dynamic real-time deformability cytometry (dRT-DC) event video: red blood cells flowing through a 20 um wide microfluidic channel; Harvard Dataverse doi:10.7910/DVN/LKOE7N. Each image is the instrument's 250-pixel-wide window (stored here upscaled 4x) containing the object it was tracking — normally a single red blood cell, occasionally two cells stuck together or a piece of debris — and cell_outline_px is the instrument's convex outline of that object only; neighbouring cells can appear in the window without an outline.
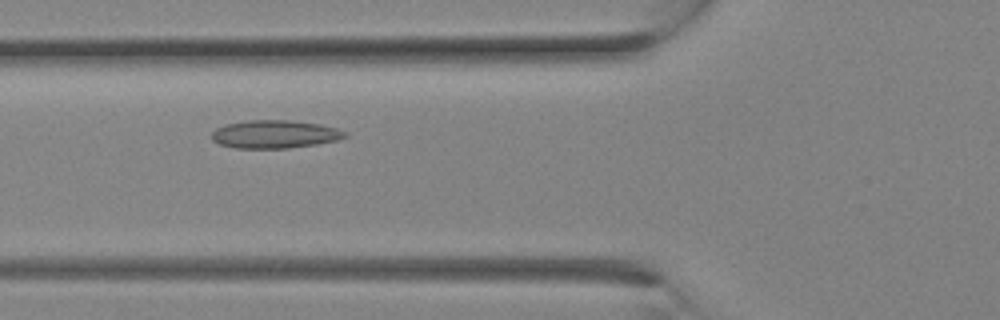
{"species": "Egyptian fruit bat (a non-hibernating species)", "species_latin": "Rousettus aegyptiacus", "temperature_condition": "room temperature", "stored_images_in_passage": 12, "camera_frame_rate_fps": 3000, "um_per_image_px": 0.085, "animal": {"sex": "female"}, "frame": {"image": 1, "passage_image": 4, "time_ms": 1.0, "image_size_px": [1000, 320], "cell_outline_px": [[348, 136], [336, 140], [316, 144], [288, 148], [236, 148], [220, 144], [212, 140], [212, 132], [216, 128], [224, 124], [248, 120], [292, 120], [320, 124], [336, 128], [348, 132]], "centroid_in_image_um": [23.35, 11.4], "position_along_channel_um": 102.4, "area_um2": 21.85}}
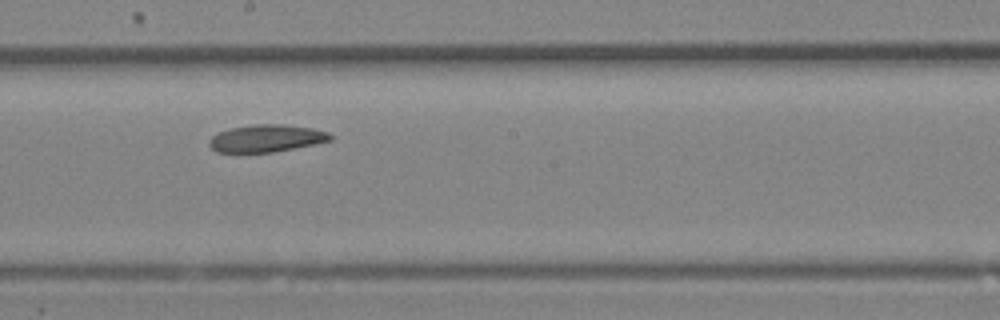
{"frame": {"image": 2, "passage_image": 9, "time_ms": 2.667, "image_size_px": [1000, 320], "cell_outline_px": [[332, 140], [316, 144], [272, 152], [216, 152], [208, 144], [208, 140], [216, 132], [232, 128], [256, 124], [284, 124], [312, 128], [328, 132], [332, 136]], "centroid_in_image_um": [22.63, 11.75], "position_along_channel_um": 225.6, "area_um2": 19.31}}
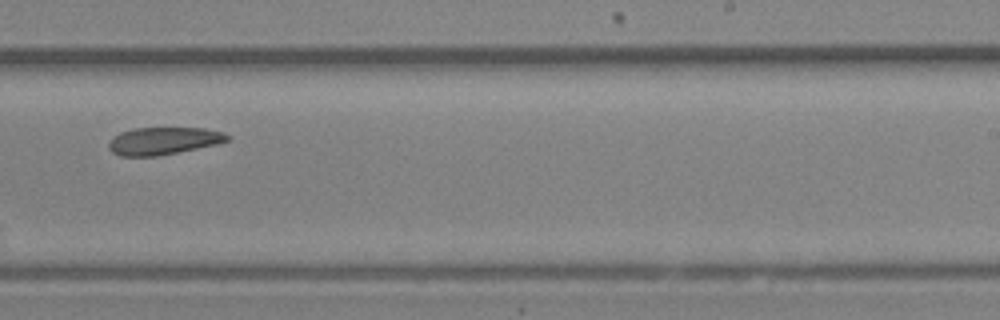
{"frame": {"image": 3, "passage_image": 11, "time_ms": 3.333, "image_size_px": [1000, 320], "cell_outline_px": [[228, 140], [216, 144], [156, 156], [120, 156], [112, 152], [108, 148], [108, 144], [112, 136], [120, 132], [132, 128], [204, 128], [224, 132], [228, 136]], "centroid_in_image_um": [13.83, 11.96], "position_along_channel_um": 275.2, "area_um2": 18.84}}